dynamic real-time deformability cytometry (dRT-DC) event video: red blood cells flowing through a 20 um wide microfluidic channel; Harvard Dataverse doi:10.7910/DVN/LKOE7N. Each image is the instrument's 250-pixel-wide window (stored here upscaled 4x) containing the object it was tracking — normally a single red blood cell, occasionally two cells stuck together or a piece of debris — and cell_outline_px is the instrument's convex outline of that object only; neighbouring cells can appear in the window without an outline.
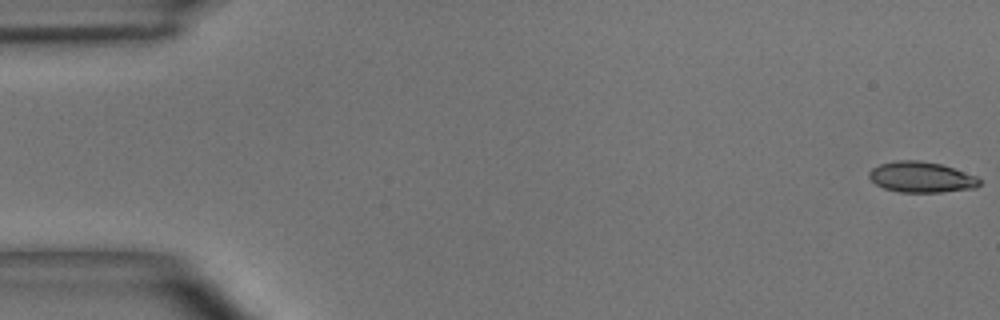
{"species": "common noctule bat (a hibernating species)", "species_latin": "Nyctalus noctula", "temperature_condition": "room temperature", "stored_images_in_passage": 51, "camera_frame_rate_fps": 3000, "um_per_image_px": 0.085, "animal": {"sex": "male", "body_mass_g": 15.6}, "frame": {"image": 1, "passage_image": 1, "time_ms": 0.0, "image_size_px": [1000, 320], "cell_outline_px": [[980, 184], [976, 188], [940, 192], [900, 192], [884, 188], [876, 184], [868, 176], [868, 172], [872, 168], [880, 164], [900, 160], [920, 160], [940, 164], [976, 176], [980, 180]], "centroid_in_image_um": [78.3, 15.06], "position_along_channel_um": 6.7, "area_um2": 19.59}}
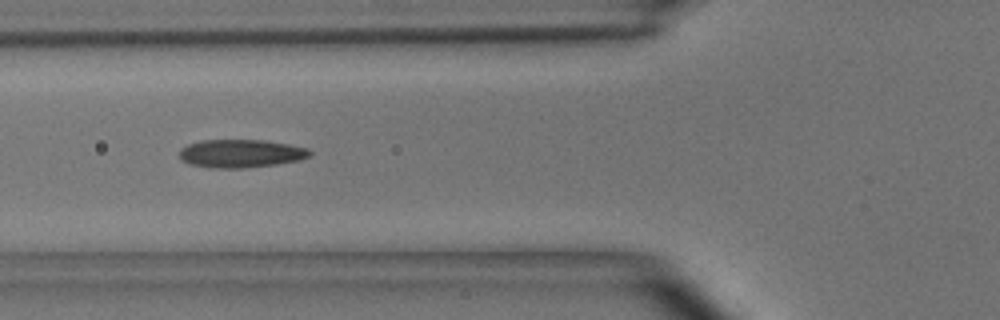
{"frame": {"image": 2, "passage_image": 19, "time_ms": 6.0, "image_size_px": [1000, 320], "cell_outline_px": [[312, 152], [308, 156], [300, 160], [276, 164], [244, 168], [208, 168], [192, 164], [180, 160], [180, 148], [188, 144], [200, 140], [264, 140], [288, 144], [308, 148]], "centroid_in_image_um": [20.45, 13.04], "position_along_channel_um": 105.4, "area_um2": 21.44}}
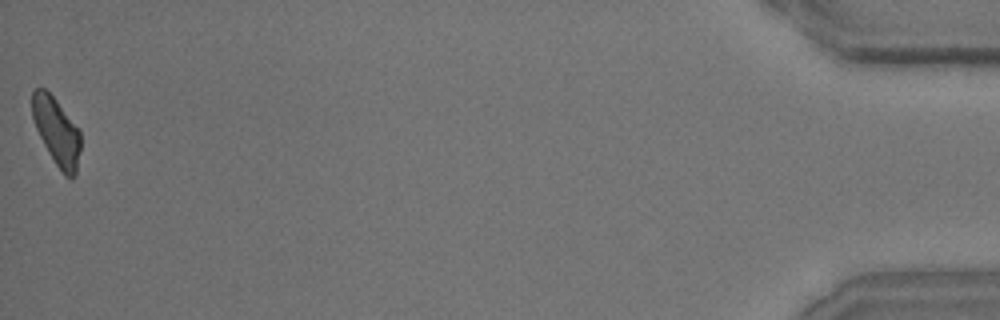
{"frame": {"image": 3, "passage_image": 51, "time_ms": 16.667, "image_size_px": [1000, 320], "cell_outline_px": [[80, 148], [76, 172], [72, 180], [64, 176], [48, 152], [36, 128], [32, 116], [32, 92], [36, 88], [44, 88], [56, 100], [80, 128]], "centroid_in_image_um": [4.83, 11.18], "position_along_channel_um": 430.4, "area_um2": 19.02}, "authors_computed_cell_mechanics": {"area_um2": 20.1722, "velocity_mm_per_s": 3.9386, "shape_relaxation_time_tau1_ms": 4.0789, "shape_relaxation_time_tau2_ms": 1.9929, "deformation_change_tau1": 0.1555, "deformation_change_tau2": 0.0856}}